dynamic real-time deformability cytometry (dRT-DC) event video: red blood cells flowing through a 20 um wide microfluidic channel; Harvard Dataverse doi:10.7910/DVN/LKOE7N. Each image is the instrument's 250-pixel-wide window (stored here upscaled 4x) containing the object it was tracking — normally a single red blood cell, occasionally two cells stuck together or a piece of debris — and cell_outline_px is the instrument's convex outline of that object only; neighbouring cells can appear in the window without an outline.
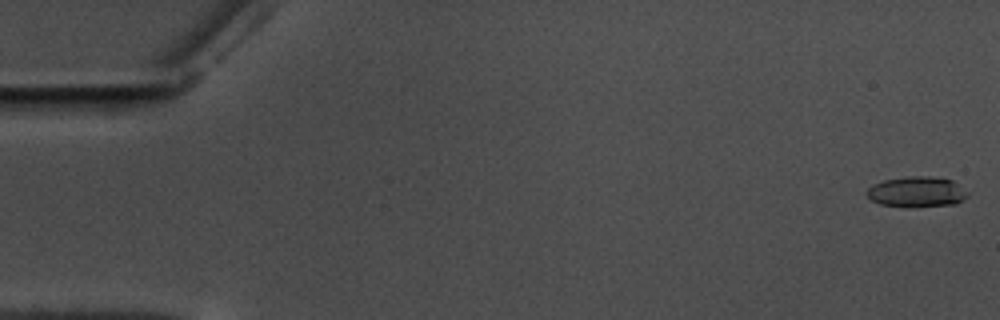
{"species": "common noctule bat (a hibernating species)", "species_latin": "Nyctalus noctula", "temperature_condition": "warm", "stored_images_in_passage": 57, "camera_frame_rate_fps": 3000, "um_per_image_px": 0.085, "animal": {"sex": "male", "body_mass_g": 17.5, "forearm_length_mm": 52.3}, "frame": {"image": 1, "passage_image": 1, "time_ms": 0.0, "image_size_px": [1000, 320], "cell_outline_px": [[968, 196], [964, 200], [956, 204], [880, 204], [872, 200], [864, 192], [872, 184], [884, 180], [904, 176], [928, 176], [952, 180], [968, 192]], "centroid_in_image_um": [77.92, 16.25], "position_along_channel_um": 7.1, "area_um2": 17.17}}
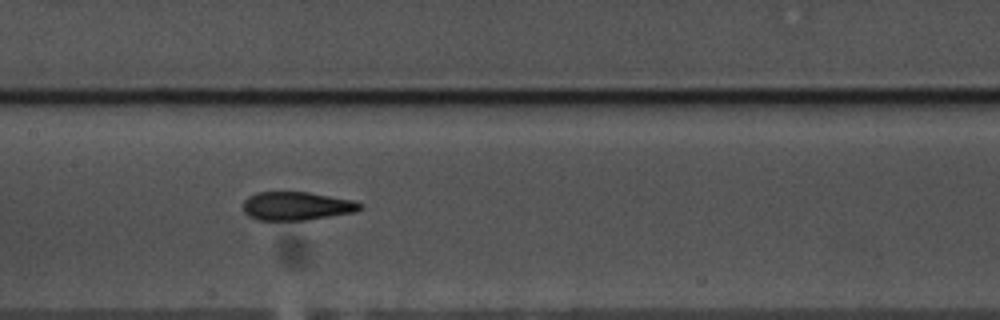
{"frame": {"image": 2, "passage_image": 29, "time_ms": 9.333, "image_size_px": [1000, 320], "cell_outline_px": [[364, 208], [356, 212], [308, 220], [256, 220], [248, 216], [244, 212], [244, 200], [248, 196], [256, 192], [308, 192], [356, 200], [364, 204]], "centroid_in_image_um": [25.27, 17.51], "position_along_channel_um": 182.1, "area_um2": 19.77}}
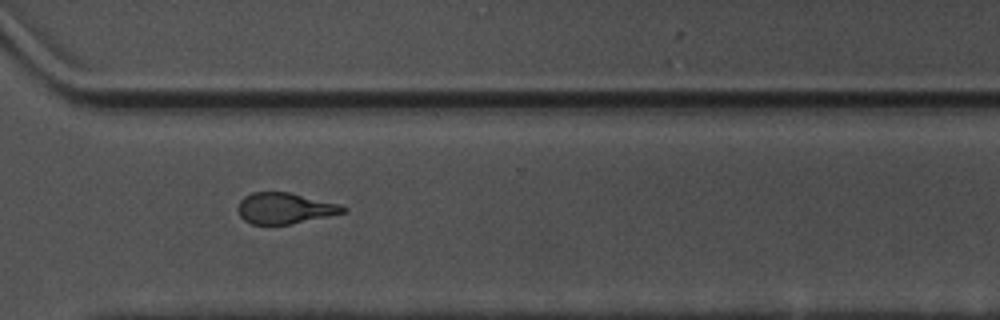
{"frame": {"image": 3, "passage_image": 43, "time_ms": 14.0, "image_size_px": [1000, 320], "cell_outline_px": [[348, 212], [288, 224], [252, 224], [244, 220], [240, 216], [236, 208], [240, 200], [244, 196], [252, 192], [288, 192], [340, 204], [348, 208]], "centroid_in_image_um": [24.19, 17.69], "position_along_channel_um": 346.4, "area_um2": 18.96}}